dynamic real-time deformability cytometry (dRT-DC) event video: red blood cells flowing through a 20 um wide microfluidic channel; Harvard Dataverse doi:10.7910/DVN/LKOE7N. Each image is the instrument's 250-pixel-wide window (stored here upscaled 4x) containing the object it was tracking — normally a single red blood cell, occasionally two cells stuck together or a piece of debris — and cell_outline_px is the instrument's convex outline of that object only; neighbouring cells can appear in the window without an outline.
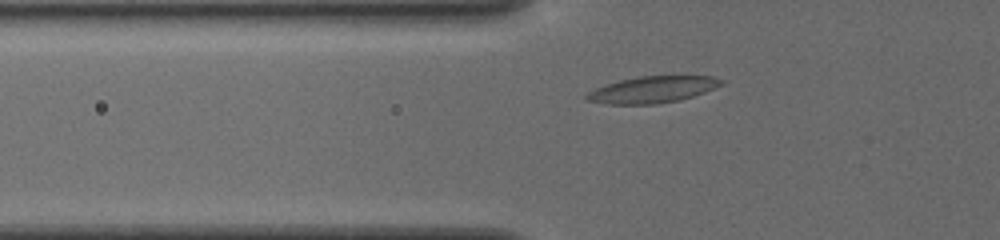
{"species": "common noctule bat (a hibernating species)", "species_latin": "Nyctalus noctula", "temperature_condition": "cold", "stored_images_in_passage": 42, "camera_frame_rate_fps": 3000, "um_per_image_px": 0.085, "animal": {"sex": "female", "body_mass_g": 19.5, "forearm_length_mm": 54.1}, "frame": {"image": 1, "passage_image": 7, "time_ms": 2.0, "image_size_px": [1000, 240], "cell_outline_px": [[724, 80], [720, 84], [704, 92], [680, 100], [656, 104], [608, 104], [584, 100], [584, 96], [588, 92], [596, 88], [620, 80], [640, 76], [712, 76]], "centroid_in_image_um": [55.41, 7.62], "position_along_channel_um": 70.4, "area_um2": 20.58}}
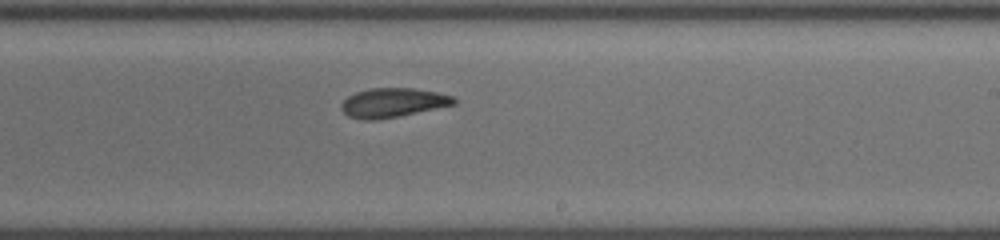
{"frame": {"image": 2, "passage_image": 22, "time_ms": 7.0, "image_size_px": [1000, 240], "cell_outline_px": [[456, 104], [376, 120], [364, 120], [348, 116], [340, 108], [340, 104], [348, 96], [356, 92], [372, 88], [412, 88], [436, 92], [452, 96], [456, 100]], "centroid_in_image_um": [33.35, 8.72], "position_along_channel_um": 255.6, "area_um2": 18.9}}
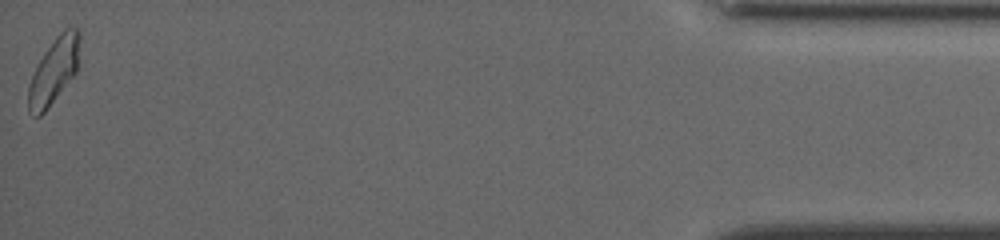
{"frame": {"image": 3, "passage_image": 42, "time_ms": 13.667, "image_size_px": [1000, 240], "cell_outline_px": [[80, 36], [76, 72], [44, 112], [40, 116], [36, 116], [28, 112], [28, 84], [36, 64], [44, 52], [56, 36], [68, 24], [80, 28]], "centroid_in_image_um": [4.57, 5.95], "position_along_channel_um": 430.6, "area_um2": 19.77}, "authors_computed_cell_mechanics": {"area_um2": 19.3919, "velocity_mm_per_s": 3.7856, "shape_relaxation_time_tau1_ms": 6.0579, "shape_relaxation_time_tau2_ms": 3.9757, "deformation_change_tau1": 0.1351, "deformation_change_tau2": 0.1028}}